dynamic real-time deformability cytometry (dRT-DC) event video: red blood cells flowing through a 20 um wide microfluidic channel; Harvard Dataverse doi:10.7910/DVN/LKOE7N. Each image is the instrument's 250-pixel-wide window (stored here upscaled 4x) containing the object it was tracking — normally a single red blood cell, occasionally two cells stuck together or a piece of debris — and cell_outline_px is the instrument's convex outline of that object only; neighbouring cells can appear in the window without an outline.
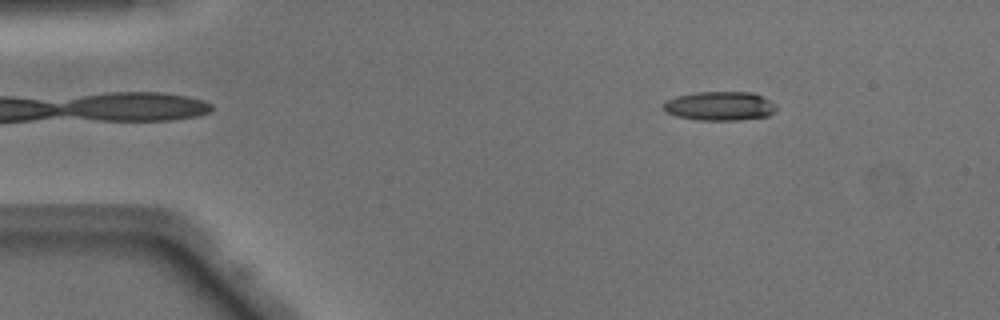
{"species": "Egyptian fruit bat (a non-hibernating species)", "species_latin": "Rousettus aegyptiacus", "temperature_condition": "warm", "stored_images_in_passage": 49, "camera_frame_rate_fps": 3000, "um_per_image_px": 0.085, "animal": {"sex": "male"}, "frame": {"image": 1, "passage_image": 7, "time_ms": 2.0, "image_size_px": [1000, 320], "cell_outline_px": [[776, 108], [768, 116], [740, 120], [696, 120], [676, 116], [660, 108], [668, 100], [676, 96], [696, 92], [752, 92], [776, 104]], "centroid_in_image_um": [61.16, 9.01], "position_along_channel_um": 23.8, "area_um2": 19.02}}
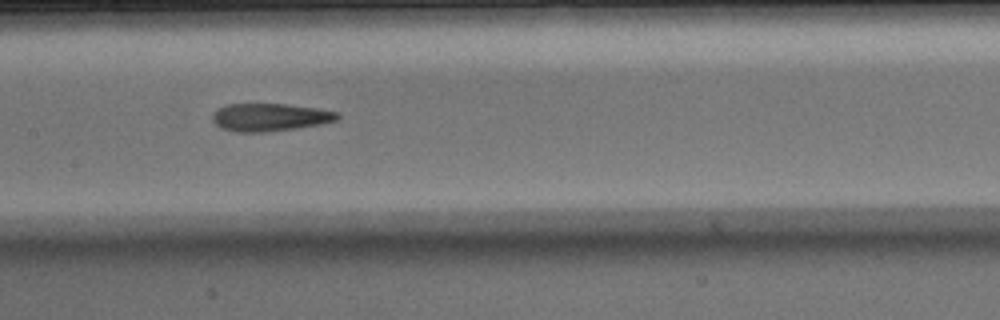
{"frame": {"image": 2, "passage_image": 24, "time_ms": 7.667, "image_size_px": [1000, 320], "cell_outline_px": [[340, 116], [336, 120], [320, 124], [296, 128], [264, 132], [236, 132], [220, 128], [212, 120], [212, 116], [220, 108], [228, 104], [284, 104], [316, 108], [336, 112]], "centroid_in_image_um": [22.92, 9.97], "position_along_channel_um": 184.5, "area_um2": 19.94}}
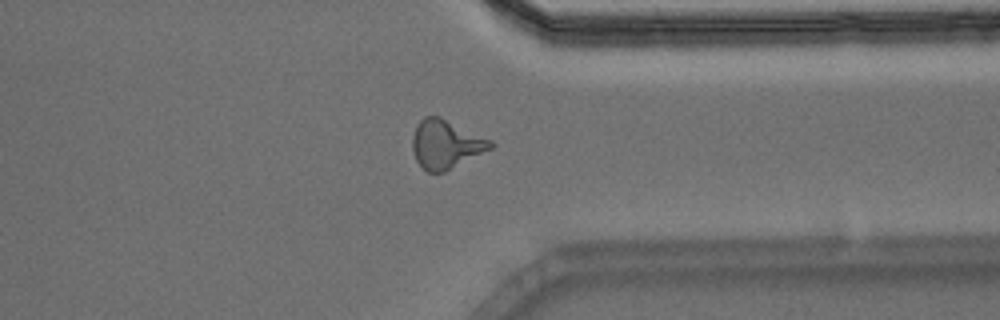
{"frame": {"image": 3, "passage_image": 38, "time_ms": 12.333, "image_size_px": [1000, 320], "cell_outline_px": [[496, 144], [492, 148], [444, 172], [428, 172], [416, 160], [412, 148], [412, 136], [416, 124], [424, 116], [440, 116], [492, 140]], "centroid_in_image_um": [37.89, 12.24], "position_along_channel_um": 373.5, "area_um2": 22.14}, "authors_computed_cell_mechanics": {"area_um2": 20.1722, "velocity_mm_per_s": 4.1094, "shape_relaxation_time_tau1_ms": null, "shape_relaxation_time_tau2_ms": 3.2215, "deformation_change_tau1": null, "deformation_change_tau2": 0.1539}}